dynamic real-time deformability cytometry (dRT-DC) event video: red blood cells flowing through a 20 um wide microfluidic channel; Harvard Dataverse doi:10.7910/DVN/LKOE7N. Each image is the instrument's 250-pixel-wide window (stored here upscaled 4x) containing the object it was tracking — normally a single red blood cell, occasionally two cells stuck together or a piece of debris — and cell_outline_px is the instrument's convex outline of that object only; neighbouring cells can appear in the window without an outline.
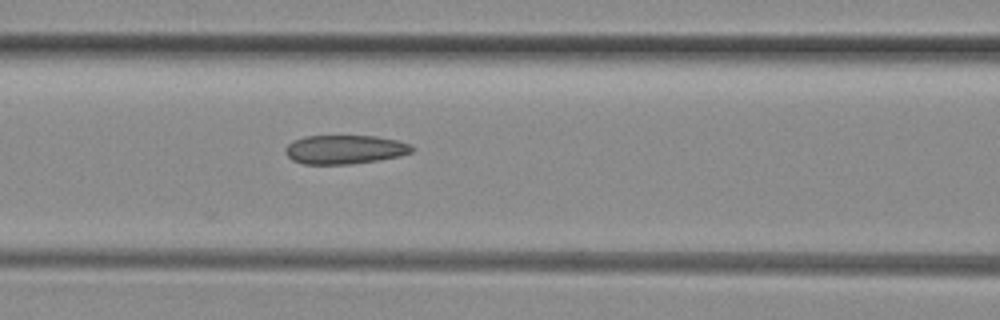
{"species": "common noctule bat (a hibernating species)", "species_latin": "Nyctalus noctula", "temperature_condition": "room temperature", "stored_images_in_passage": 9, "camera_frame_rate_fps": 3000, "um_per_image_px": 0.085, "animal": {"sex": "female", "body_mass_g": 29.2, "forearm_length_mm": 56.3}, "frame": {"image": 1, "passage_image": 9, "time_ms": 2.667, "image_size_px": [1000, 320], "cell_outline_px": [[416, 148], [412, 152], [400, 156], [380, 160], [352, 164], [304, 164], [292, 160], [284, 152], [284, 148], [292, 140], [304, 136], [376, 136], [400, 140], [412, 144]], "centroid_in_image_um": [29.34, 12.7], "position_along_channel_um": 137.3, "area_um2": 21.73}}